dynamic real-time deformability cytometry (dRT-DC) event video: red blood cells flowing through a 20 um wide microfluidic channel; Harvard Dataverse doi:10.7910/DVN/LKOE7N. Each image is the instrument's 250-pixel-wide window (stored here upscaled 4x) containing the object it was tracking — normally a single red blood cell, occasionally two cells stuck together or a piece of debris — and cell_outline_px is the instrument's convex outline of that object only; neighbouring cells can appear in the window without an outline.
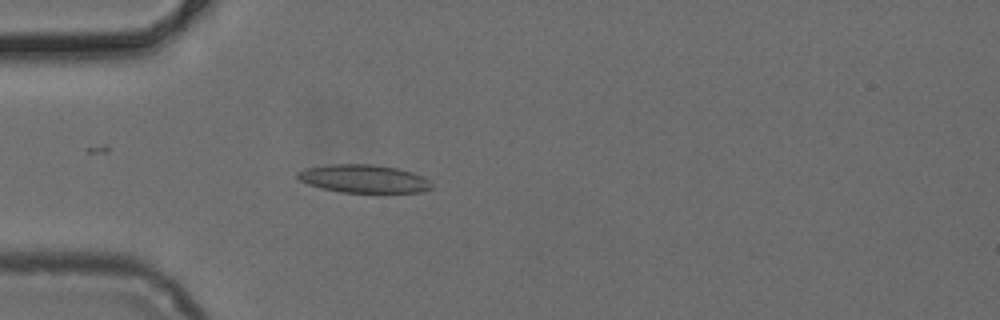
{"species": "common noctule bat (a hibernating species)", "species_latin": "Nyctalus noctula", "temperature_condition": "cold", "stored_images_in_passage": 40, "camera_frame_rate_fps": 3000, "um_per_image_px": 0.085, "animal": {"sex": "female", "body_mass_g": 24.6, "forearm_length_mm": 56.2}, "frame": {"image": 1, "passage_image": 11, "time_ms": 3.333, "image_size_px": [1000, 320], "cell_outline_px": [[432, 188], [420, 192], [340, 192], [308, 184], [300, 180], [296, 176], [296, 172], [308, 168], [328, 164], [372, 164], [396, 168], [412, 172], [424, 176], [432, 184]], "centroid_in_image_um": [30.92, 15.18], "position_along_channel_um": 54.1, "area_um2": 21.79}}
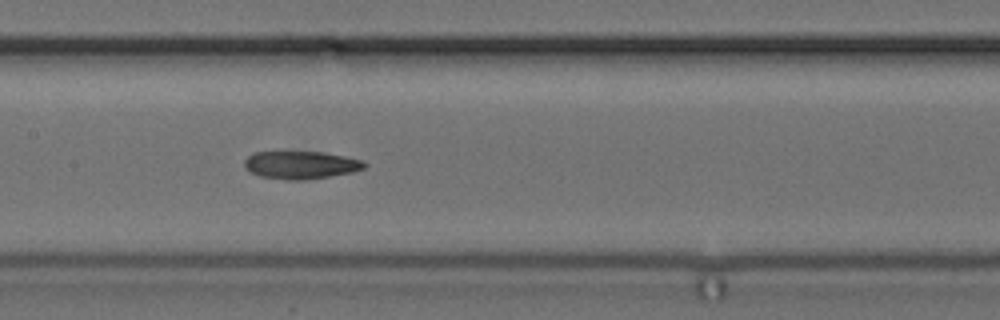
{"frame": {"image": 2, "passage_image": 21, "time_ms": 6.667, "image_size_px": [1000, 320], "cell_outline_px": [[368, 164], [364, 168], [352, 172], [304, 180], [288, 180], [260, 176], [244, 168], [244, 160], [252, 152], [276, 148], [324, 152], [364, 160]], "centroid_in_image_um": [25.5, 13.95], "position_along_channel_um": 181.9, "area_um2": 20.46}}
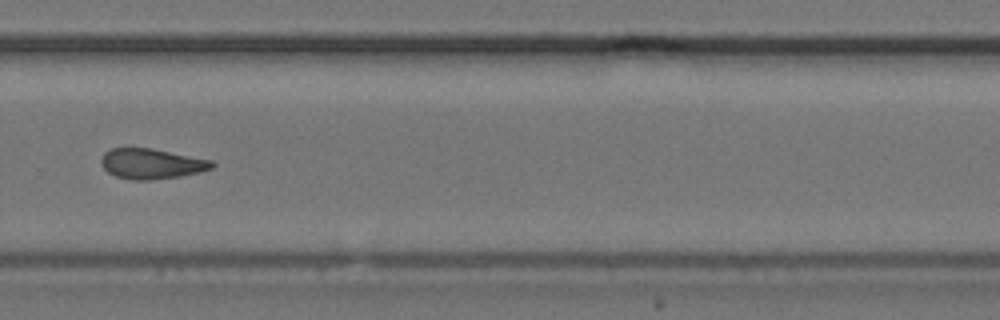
{"frame": {"image": 3, "passage_image": 31, "time_ms": 10.0, "image_size_px": [1000, 320], "cell_outline_px": [[216, 164], [212, 168], [200, 172], [180, 176], [152, 180], [132, 180], [116, 176], [108, 172], [104, 168], [100, 160], [104, 152], [112, 148], [152, 148], [212, 160]], "centroid_in_image_um": [12.89, 13.92], "position_along_channel_um": 316.9, "area_um2": 19.59}}